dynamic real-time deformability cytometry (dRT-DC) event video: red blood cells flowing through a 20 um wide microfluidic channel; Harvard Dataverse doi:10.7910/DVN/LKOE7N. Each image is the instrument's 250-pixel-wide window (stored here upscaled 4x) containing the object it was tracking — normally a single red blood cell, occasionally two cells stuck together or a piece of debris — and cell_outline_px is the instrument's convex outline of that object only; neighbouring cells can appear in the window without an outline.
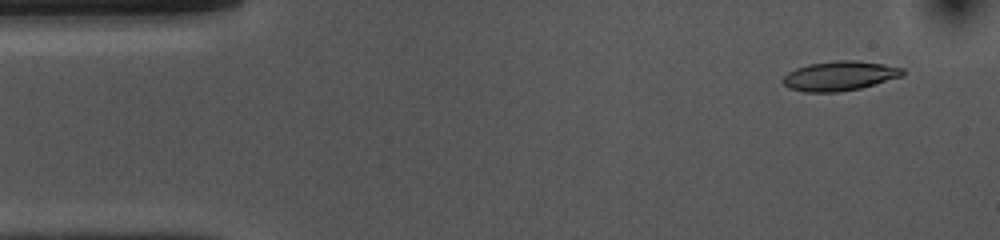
{"species": "common noctule bat (a hibernating species)", "species_latin": "Nyctalus noctula", "temperature_condition": "cold", "stored_images_in_passage": 52, "camera_frame_rate_fps": 3000, "um_per_image_px": 0.085, "animal": {"sex": "female", "body_mass_g": 10.0, "forearm_length_mm": 53.1}, "frame": {"image": 1, "passage_image": 3, "time_ms": 0.667, "image_size_px": [1000, 240], "cell_outline_px": [[904, 72], [900, 76], [860, 88], [840, 92], [804, 92], [788, 88], [780, 80], [788, 72], [796, 68], [808, 64], [836, 60], [856, 60], [884, 64], [904, 68]], "centroid_in_image_um": [71.31, 6.45], "position_along_channel_um": 13.7, "area_um2": 20.58}}
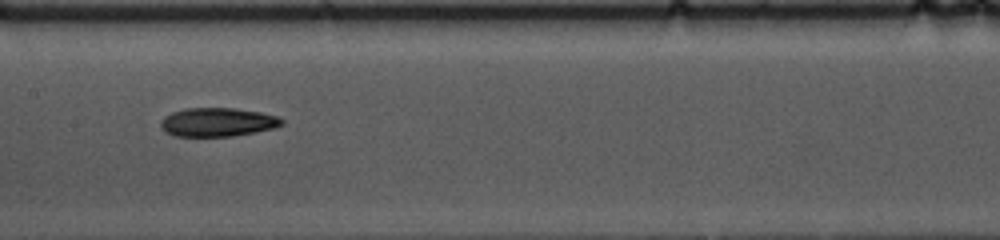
{"frame": {"image": 2, "passage_image": 24, "time_ms": 7.667, "image_size_px": [1000, 240], "cell_outline_px": [[284, 124], [272, 128], [256, 132], [232, 136], [176, 136], [164, 132], [160, 128], [160, 120], [164, 116], [172, 112], [184, 108], [236, 108], [260, 112], [276, 116], [284, 120]], "centroid_in_image_um": [18.45, 10.38], "position_along_channel_um": 188.9, "area_um2": 20.4}}
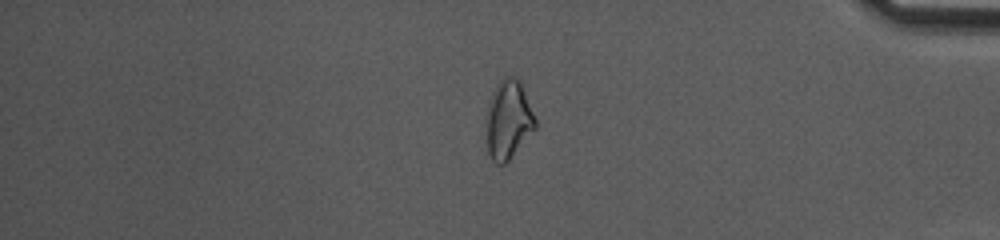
{"frame": {"image": 3, "passage_image": 43, "time_ms": 14.0, "image_size_px": [1000, 240], "cell_outline_px": [[536, 128], [508, 160], [504, 164], [496, 164], [492, 160], [488, 152], [488, 112], [492, 96], [496, 84], [504, 76], [512, 76], [520, 80], [536, 120]], "centroid_in_image_um": [43.24, 10.17], "position_along_channel_um": 392.0, "area_um2": 21.79}, "authors_computed_cell_mechanics": {"area_um2": 20.6057, "velocity_mm_per_s": 3.7194, "shape_relaxation_time_tau1_ms": 5.5779, "shape_relaxation_time_tau2_ms": 8.7117, "deformation_change_tau1": 0.1534, "deformation_change_tau2": 0.1693}}